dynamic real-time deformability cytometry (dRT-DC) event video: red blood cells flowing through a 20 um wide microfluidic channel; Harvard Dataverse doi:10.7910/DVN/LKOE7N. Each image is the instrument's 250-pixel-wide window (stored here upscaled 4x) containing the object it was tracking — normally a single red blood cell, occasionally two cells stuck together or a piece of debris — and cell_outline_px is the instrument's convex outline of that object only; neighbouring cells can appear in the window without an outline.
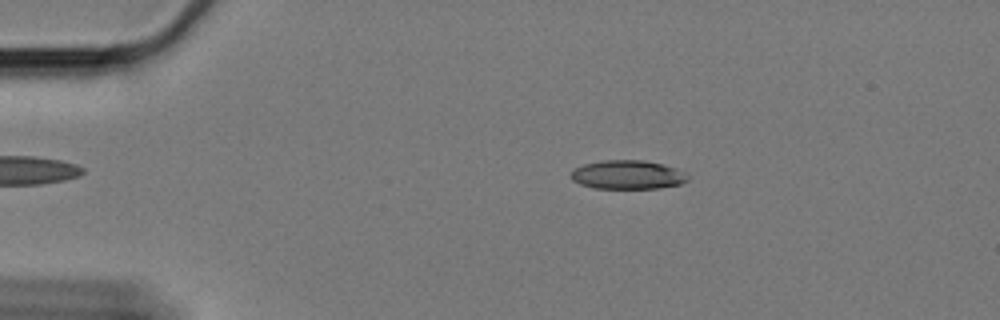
{"species": "Egyptian fruit bat (a non-hibernating species)", "species_latin": "Rousettus aegyptiacus", "temperature_condition": "cold", "stored_images_in_passage": 50, "camera_frame_rate_fps": 3000, "um_per_image_px": 0.085, "animal": {"sex": "female"}, "frame": {"image": 1, "passage_image": 4, "time_ms": 1.0, "image_size_px": [1000, 320], "cell_outline_px": [[688, 180], [680, 184], [660, 188], [596, 188], [580, 184], [572, 180], [572, 172], [576, 168], [584, 164], [604, 160], [644, 160], [660, 164], [672, 168], [688, 176]], "centroid_in_image_um": [53.32, 14.86], "position_along_channel_um": 31.7, "area_um2": 19.19}}
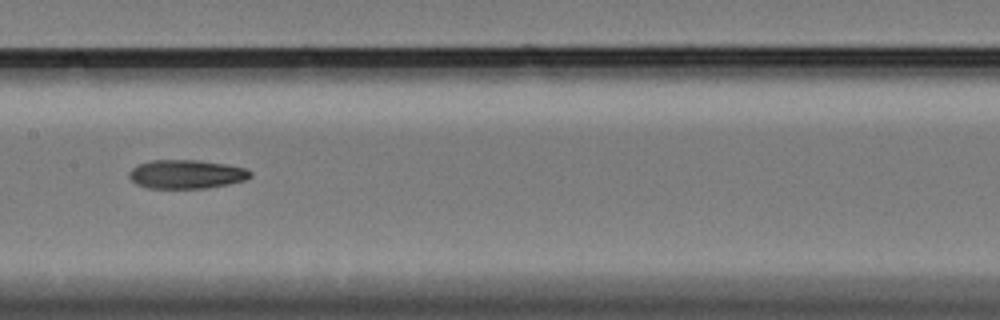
{"frame": {"image": 2, "passage_image": 23, "time_ms": 7.333, "image_size_px": [1000, 320], "cell_outline_px": [[252, 176], [244, 180], [228, 184], [208, 188], [148, 188], [136, 184], [128, 176], [128, 172], [132, 168], [140, 164], [152, 160], [200, 160], [224, 164], [244, 168], [252, 172]], "centroid_in_image_um": [15.83, 14.81], "position_along_channel_um": 191.6, "area_um2": 20.29}}
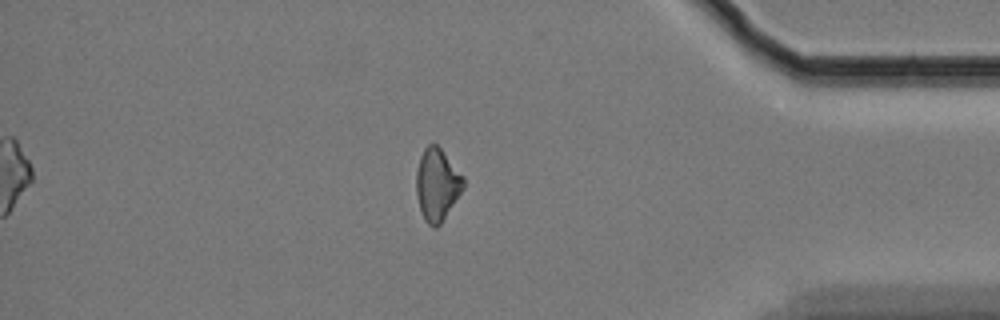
{"frame": {"image": 3, "passage_image": 44, "time_ms": 14.333, "image_size_px": [1000, 320], "cell_outline_px": [[464, 188], [440, 224], [436, 228], [432, 228], [424, 220], [420, 208], [416, 192], [416, 172], [420, 156], [424, 148], [428, 144], [436, 144], [440, 148], [464, 176]], "centroid_in_image_um": [37.15, 15.69], "position_along_channel_um": 398.1, "area_um2": 19.77}}